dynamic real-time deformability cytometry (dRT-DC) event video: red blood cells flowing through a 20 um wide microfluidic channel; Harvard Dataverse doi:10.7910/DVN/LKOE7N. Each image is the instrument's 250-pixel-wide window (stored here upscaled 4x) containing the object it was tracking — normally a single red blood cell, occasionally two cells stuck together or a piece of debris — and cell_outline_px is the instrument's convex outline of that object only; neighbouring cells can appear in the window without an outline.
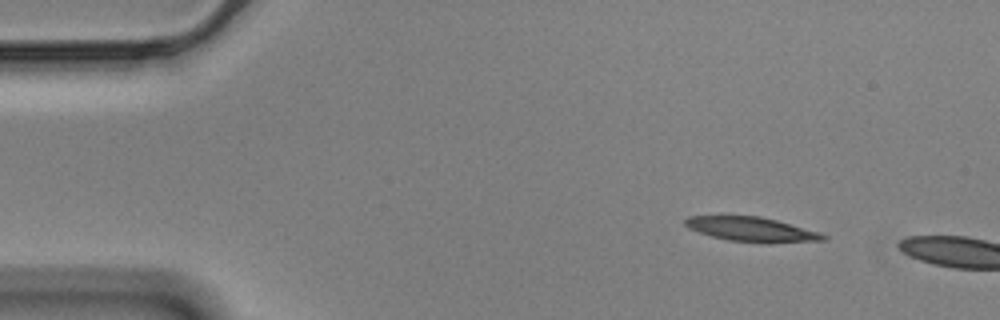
{"species": "Egyptian fruit bat (a non-hibernating species)", "species_latin": "Rousettus aegyptiacus", "temperature_condition": "cold", "stored_images_in_passage": 9, "camera_frame_rate_fps": 3000, "um_per_image_px": 0.085, "animal": {"sex": "male"}, "frame": {"image": 1, "passage_image": 6, "time_ms": 1.667, "image_size_px": [1000, 320], "cell_outline_px": [[828, 240], [768, 244], [728, 240], [712, 236], [688, 228], [684, 224], [684, 220], [688, 216], [760, 216], [776, 220], [816, 232], [828, 236]], "centroid_in_image_um": [63.89, 19.51], "position_along_channel_um": 21.1, "area_um2": 19.65}}